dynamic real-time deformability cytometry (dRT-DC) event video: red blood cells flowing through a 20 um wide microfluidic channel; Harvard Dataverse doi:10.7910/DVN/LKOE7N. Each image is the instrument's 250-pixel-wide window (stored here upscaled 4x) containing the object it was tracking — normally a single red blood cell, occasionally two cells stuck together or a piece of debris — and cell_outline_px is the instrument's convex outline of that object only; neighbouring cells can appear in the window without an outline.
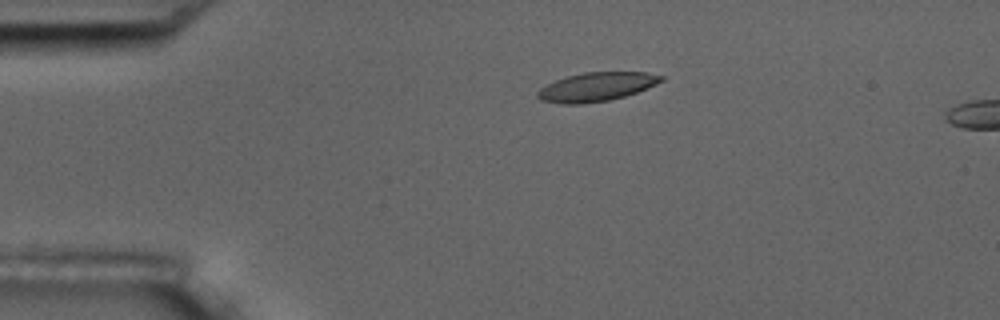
{"species": "common noctule bat (a hibernating species)", "species_latin": "Nyctalus noctula", "temperature_condition": "room temperature", "stored_images_in_passage": 5, "camera_frame_rate_fps": 3000, "um_per_image_px": 0.085, "animal": {"sex": "male", "body_mass_g": 17.5, "forearm_length_mm": 52.3}, "frame": {"image": 1, "passage_image": 1, "time_ms": 0.0, "image_size_px": [1000, 320], "cell_outline_px": [[664, 80], [656, 84], [636, 92], [624, 96], [608, 100], [580, 104], [564, 104], [540, 100], [536, 96], [536, 92], [540, 88], [556, 80], [568, 76], [584, 72], [648, 72], [664, 76]], "centroid_in_image_um": [50.69, 7.38], "position_along_channel_um": 34.3, "area_um2": 20.63}}